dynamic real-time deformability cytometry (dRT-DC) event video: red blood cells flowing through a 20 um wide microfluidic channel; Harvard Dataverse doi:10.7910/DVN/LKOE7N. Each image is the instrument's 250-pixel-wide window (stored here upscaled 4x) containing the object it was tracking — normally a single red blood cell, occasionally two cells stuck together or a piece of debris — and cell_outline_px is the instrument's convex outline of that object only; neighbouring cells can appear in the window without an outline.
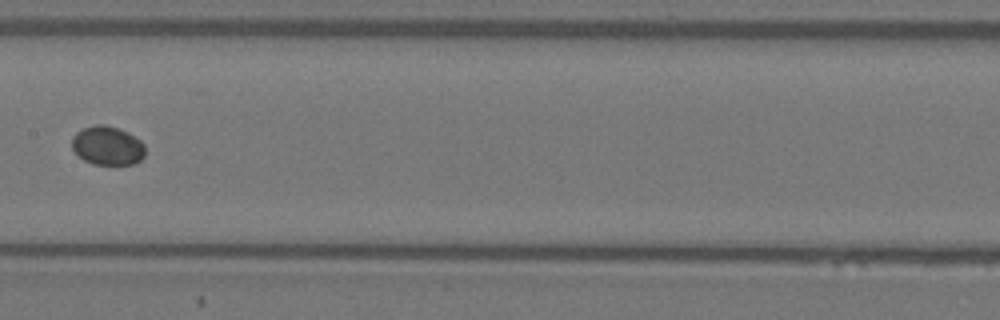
{"species": "Egyptian fruit bat (a non-hibernating species)", "species_latin": "Rousettus aegyptiacus", "temperature_condition": "warm", "stored_images_in_passage": 8, "camera_frame_rate_fps": 3000, "um_per_image_px": 0.085, "animal": {"sex": "female"}, "frame": {"image": 1, "passage_image": 8, "time_ms": 2.333, "image_size_px": [1000, 320], "cell_outline_px": [[144, 156], [140, 160], [132, 164], [92, 164], [84, 160], [72, 148], [72, 136], [76, 132], [84, 128], [96, 124], [104, 124], [120, 128], [128, 132], [140, 140], [144, 144]], "centroid_in_image_um": [9.13, 12.36], "position_along_channel_um": 198.3, "area_um2": 16.59}}